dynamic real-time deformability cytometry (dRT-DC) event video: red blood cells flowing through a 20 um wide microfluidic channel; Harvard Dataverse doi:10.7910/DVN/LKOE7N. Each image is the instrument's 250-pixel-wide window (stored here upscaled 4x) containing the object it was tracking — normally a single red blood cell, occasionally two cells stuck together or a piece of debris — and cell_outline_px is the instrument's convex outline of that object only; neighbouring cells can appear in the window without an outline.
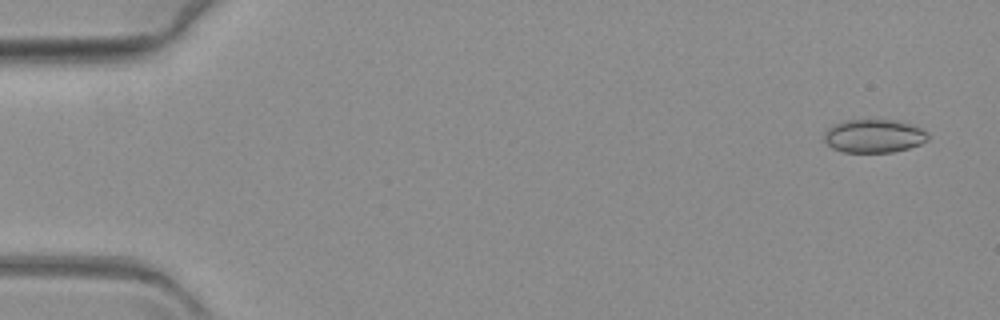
{"species": "common noctule bat (a hibernating species)", "species_latin": "Nyctalus noctula", "temperature_condition": "warm", "stored_images_in_passage": 56, "camera_frame_rate_fps": 3000, "um_per_image_px": 0.085, "animal": {"sex": "female", "body_mass_g": 19.3, "forearm_length_mm": 54.1}, "frame": {"image": 1, "passage_image": 3, "time_ms": 0.667, "image_size_px": [1000, 320], "cell_outline_px": [[928, 140], [920, 144], [908, 148], [892, 152], [844, 152], [832, 148], [824, 140], [824, 132], [832, 124], [844, 120], [900, 120], [912, 124], [928, 132]], "centroid_in_image_um": [74.28, 11.55], "position_along_channel_um": 10.7, "area_um2": 20.35}}
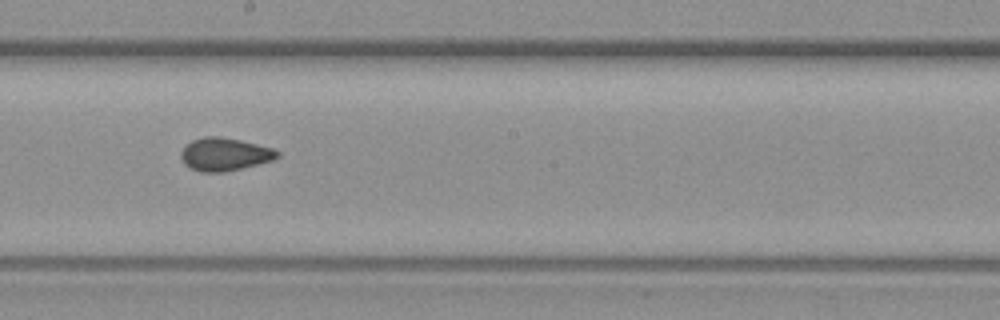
{"frame": {"image": 2, "passage_image": 35, "time_ms": 11.333, "image_size_px": [1000, 320], "cell_outline_px": [[280, 156], [272, 160], [224, 172], [200, 172], [184, 164], [180, 156], [180, 152], [192, 140], [204, 136], [220, 136], [240, 140], [272, 148], [280, 152]], "centroid_in_image_um": [19.08, 13.11], "position_along_channel_um": 229.1, "area_um2": 18.32}}
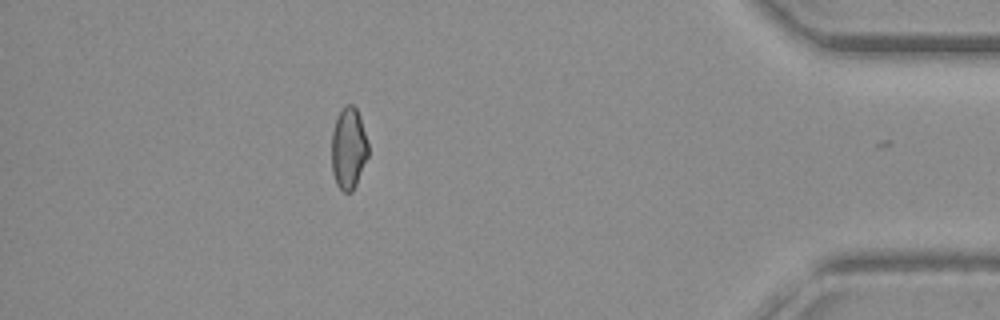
{"frame": {"image": 3, "passage_image": 55, "time_ms": 18.0, "image_size_px": [1000, 320], "cell_outline_px": [[368, 156], [356, 184], [352, 192], [344, 192], [336, 184], [332, 172], [332, 132], [336, 116], [344, 104], [352, 104], [356, 108], [360, 116], [368, 144]], "centroid_in_image_um": [29.62, 12.58], "position_along_channel_um": 405.6, "area_um2": 17.51}}